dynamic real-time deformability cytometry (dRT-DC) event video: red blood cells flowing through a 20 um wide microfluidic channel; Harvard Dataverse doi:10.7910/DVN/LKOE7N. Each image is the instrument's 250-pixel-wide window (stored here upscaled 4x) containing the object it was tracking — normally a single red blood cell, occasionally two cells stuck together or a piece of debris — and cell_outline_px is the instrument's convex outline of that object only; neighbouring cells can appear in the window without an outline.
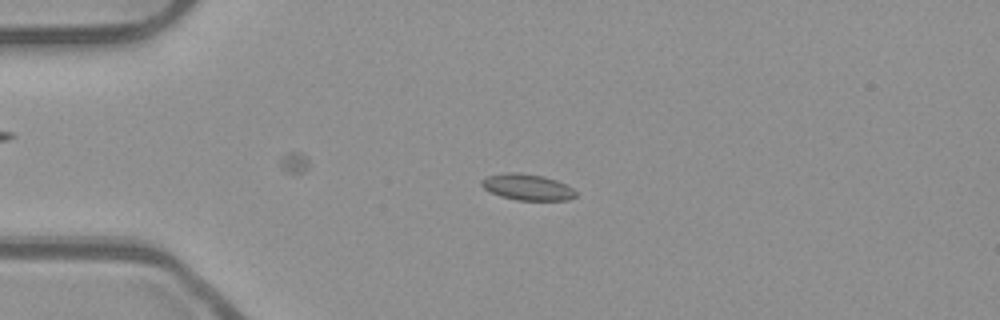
{"species": "common noctule bat (a hibernating species)", "species_latin": "Nyctalus noctula", "temperature_condition": "room temperature", "stored_images_in_passage": 48, "camera_frame_rate_fps": 3000, "um_per_image_px": 0.085, "animal": {"sex": "male", "body_mass_g": 23.1, "forearm_length_mm": 52.7}, "frame": {"image": 1, "passage_image": 9, "time_ms": 2.667, "image_size_px": [1000, 320], "cell_outline_px": [[576, 196], [568, 200], [516, 200], [500, 196], [484, 188], [480, 184], [480, 180], [488, 176], [508, 172], [520, 172], [544, 176], [556, 180], [572, 188], [576, 192]], "centroid_in_image_um": [44.81, 15.9], "position_along_channel_um": 40.2, "area_um2": 14.33}}
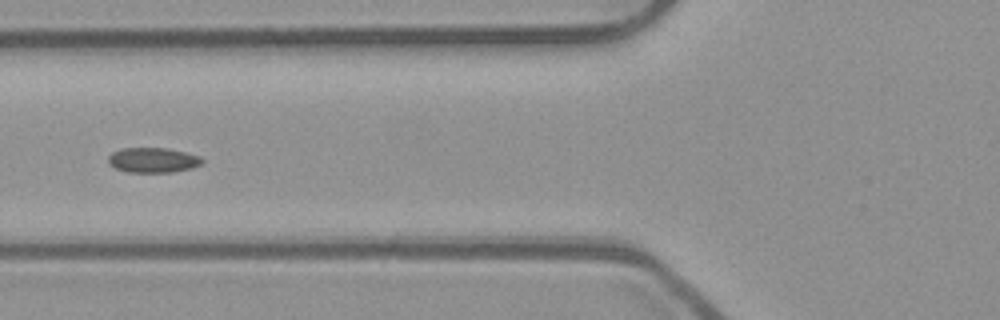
{"frame": {"image": 2, "passage_image": 17, "time_ms": 5.333, "image_size_px": [1000, 320], "cell_outline_px": [[204, 164], [192, 168], [172, 172], [128, 172], [116, 168], [108, 164], [108, 156], [112, 152], [124, 148], [168, 148], [200, 156], [204, 160]], "centroid_in_image_um": [13.02, 13.61], "position_along_channel_um": 112.8, "area_um2": 13.76}}
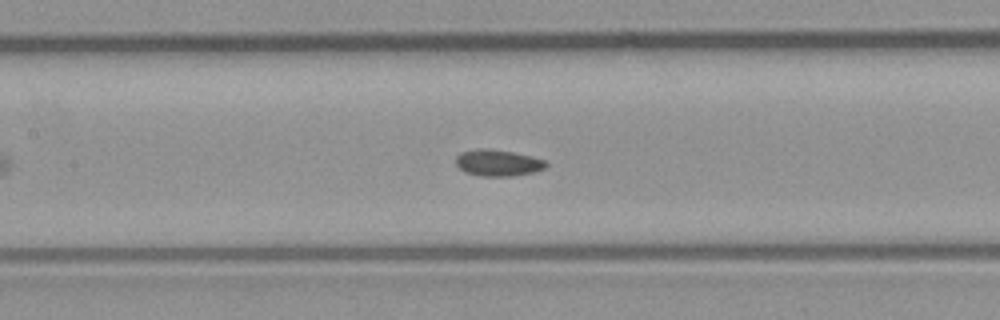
{"frame": {"image": 3, "passage_image": 21, "time_ms": 6.667, "image_size_px": [1000, 320], "cell_outline_px": [[548, 164], [544, 168], [532, 172], [512, 176], [480, 176], [464, 172], [456, 164], [456, 156], [460, 152], [480, 148], [484, 148], [512, 152], [532, 156], [544, 160]], "centroid_in_image_um": [42.29, 13.84], "position_along_channel_um": 165.1, "area_um2": 13.81}}